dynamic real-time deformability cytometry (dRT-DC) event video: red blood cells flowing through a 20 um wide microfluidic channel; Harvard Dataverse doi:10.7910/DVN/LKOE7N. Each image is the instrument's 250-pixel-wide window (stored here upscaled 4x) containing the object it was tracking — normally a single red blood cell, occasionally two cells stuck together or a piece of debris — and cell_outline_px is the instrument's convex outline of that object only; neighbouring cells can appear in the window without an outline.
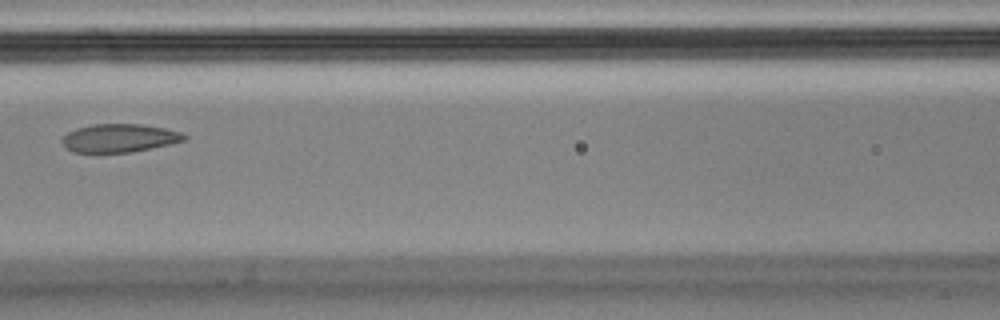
{"species": "Egyptian fruit bat (a non-hibernating species)", "species_latin": "Rousettus aegyptiacus", "temperature_condition": "cold", "stored_images_in_passage": 4, "camera_frame_rate_fps": 3000, "um_per_image_px": 0.085, "animal": {"sex": "male"}, "frame": {"image": 1, "passage_image": 3, "time_ms": 0.667, "image_size_px": [1000, 320], "cell_outline_px": [[188, 136], [184, 140], [168, 144], [128, 152], [72, 152], [64, 148], [60, 140], [68, 132], [76, 128], [92, 124], [140, 124], [164, 128], [180, 132]], "centroid_in_image_um": [10.07, 11.73], "position_along_channel_um": 156.5, "area_um2": 19.94}}
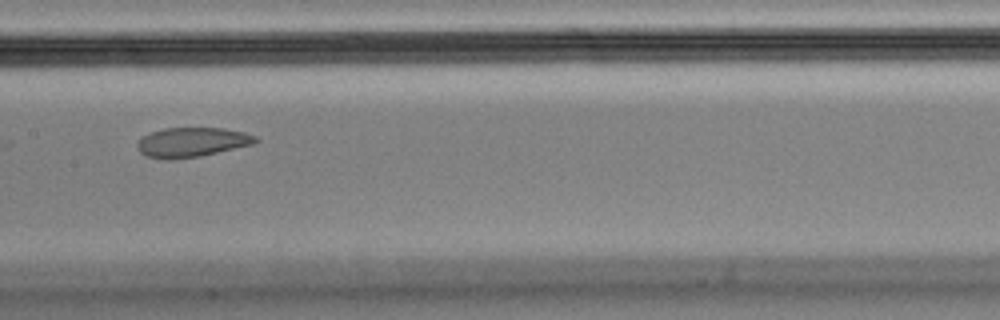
{"frame": {"image": 2, "passage_image": 4, "time_ms": 1.0, "image_size_px": [1000, 320], "cell_outline_px": [[260, 140], [256, 144], [200, 156], [172, 160], [168, 160], [144, 156], [136, 148], [136, 144], [140, 136], [164, 128], [224, 128], [244, 132], [256, 136]], "centroid_in_image_um": [16.3, 12.1], "position_along_channel_um": 191.1, "area_um2": 20.75}}